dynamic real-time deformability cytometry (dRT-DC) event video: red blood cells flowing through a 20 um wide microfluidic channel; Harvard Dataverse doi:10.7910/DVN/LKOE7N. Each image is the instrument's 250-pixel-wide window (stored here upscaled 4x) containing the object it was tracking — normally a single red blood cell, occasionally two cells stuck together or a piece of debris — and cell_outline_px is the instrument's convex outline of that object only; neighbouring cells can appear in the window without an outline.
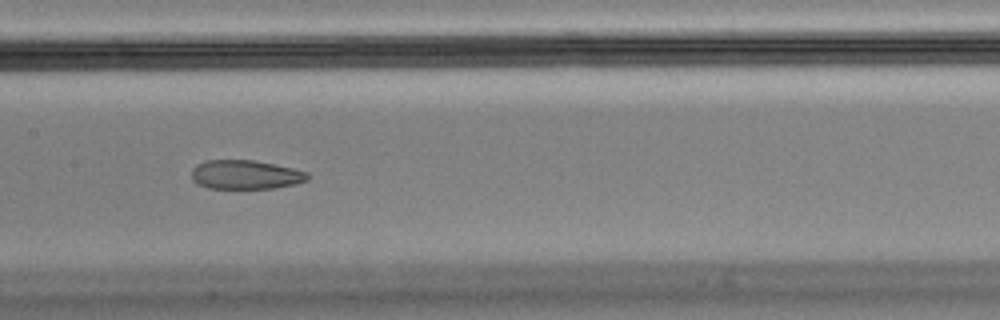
{"species": "Egyptian fruit bat (a non-hibernating species)", "species_latin": "Rousettus aegyptiacus", "temperature_condition": "cold", "stored_images_in_passage": 41, "camera_frame_rate_fps": 3000, "um_per_image_px": 0.085, "animal": {"sex": "male"}, "frame": {"image": 1, "passage_image": 12, "time_ms": 3.667, "image_size_px": [1000, 320], "cell_outline_px": [[308, 180], [296, 184], [276, 188], [208, 188], [196, 184], [192, 180], [192, 168], [196, 164], [204, 160], [252, 160], [292, 168], [308, 172]], "centroid_in_image_um": [20.84, 14.85], "position_along_channel_um": 186.6, "area_um2": 19.71}}